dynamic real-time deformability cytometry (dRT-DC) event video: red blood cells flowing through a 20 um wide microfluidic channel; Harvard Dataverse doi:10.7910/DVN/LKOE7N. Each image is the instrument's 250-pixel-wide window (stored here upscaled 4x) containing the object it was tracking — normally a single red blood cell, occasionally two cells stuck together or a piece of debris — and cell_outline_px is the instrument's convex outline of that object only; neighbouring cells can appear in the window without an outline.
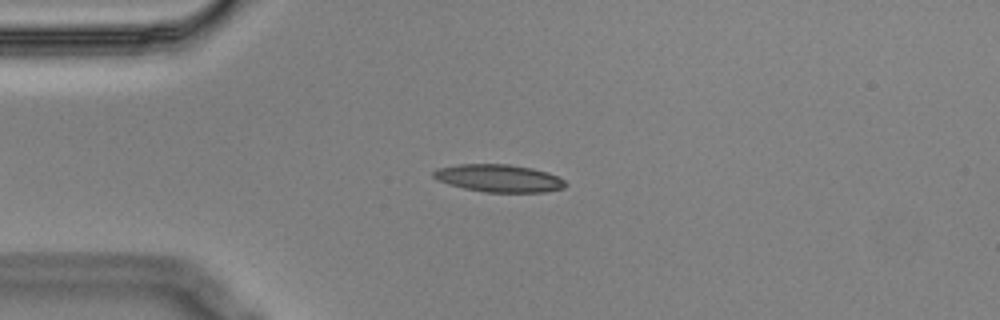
{"species": "Egyptian fruit bat (a non-hibernating species)", "species_latin": "Rousettus aegyptiacus", "temperature_condition": "cold", "stored_images_in_passage": 32, "camera_frame_rate_fps": 3000, "um_per_image_px": 0.085, "animal": {"sex": "male"}, "frame": {"image": 1, "passage_image": 11, "time_ms": 3.333, "image_size_px": [1000, 320], "cell_outline_px": [[568, 184], [564, 188], [544, 192], [484, 192], [464, 188], [448, 184], [436, 180], [432, 176], [432, 172], [436, 168], [456, 164], [508, 164], [532, 168], [548, 172], [564, 180]], "centroid_in_image_um": [42.37, 15.14], "position_along_channel_um": 42.6, "area_um2": 21.39}}
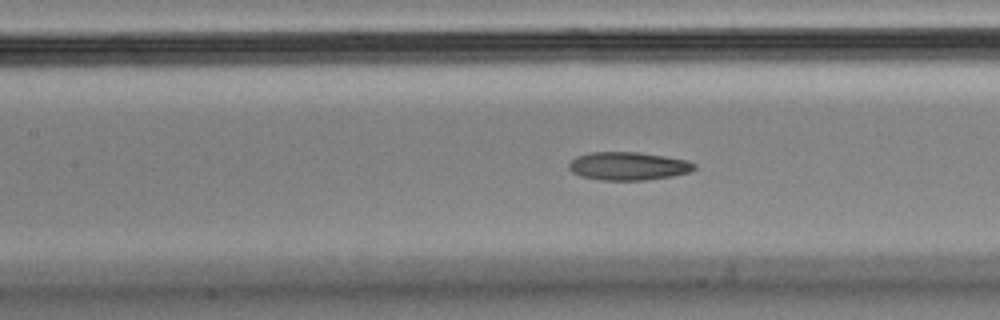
{"frame": {"image": 2, "passage_image": 22, "time_ms": 7.0, "image_size_px": [1000, 320], "cell_outline_px": [[696, 168], [688, 172], [672, 176], [644, 180], [600, 180], [580, 176], [572, 172], [568, 168], [568, 164], [576, 156], [588, 152], [636, 152], [664, 156], [688, 160], [696, 164]], "centroid_in_image_um": [53.37, 14.11], "position_along_channel_um": 154.0, "area_um2": 20.63}}
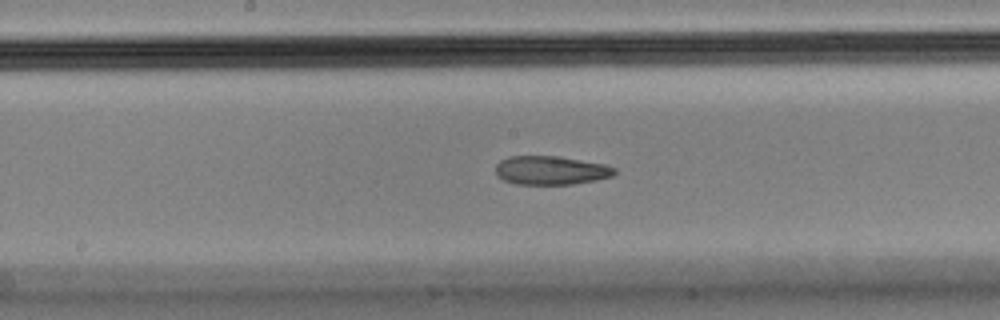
{"frame": {"image": 3, "passage_image": 26, "time_ms": 8.333, "image_size_px": [1000, 320], "cell_outline_px": [[616, 172], [612, 176], [596, 180], [572, 184], [516, 184], [504, 180], [496, 176], [496, 164], [500, 160], [508, 156], [560, 156], [604, 164], [616, 168]], "centroid_in_image_um": [46.8, 14.47], "position_along_channel_um": 201.4, "area_um2": 20.0}}